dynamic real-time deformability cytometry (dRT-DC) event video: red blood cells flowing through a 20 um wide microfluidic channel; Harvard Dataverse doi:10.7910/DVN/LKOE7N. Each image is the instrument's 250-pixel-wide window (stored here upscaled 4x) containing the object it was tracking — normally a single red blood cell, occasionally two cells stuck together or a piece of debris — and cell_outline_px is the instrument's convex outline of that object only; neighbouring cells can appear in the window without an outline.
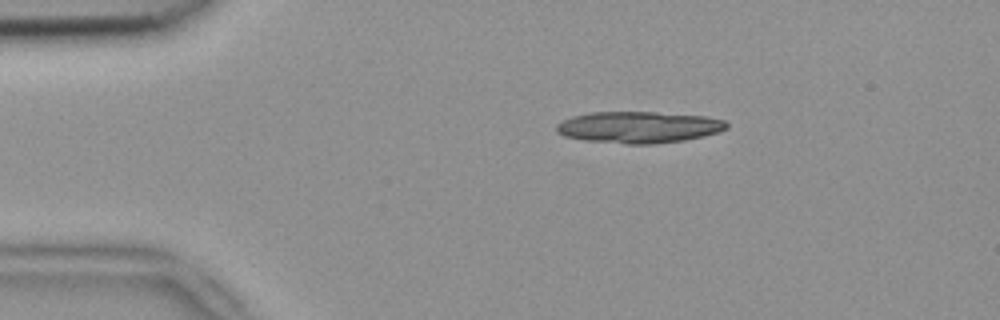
{"species": "common noctule bat (a hibernating species)", "species_latin": "Nyctalus noctula", "temperature_condition": "room temperature", "stored_images_in_passage": 3, "camera_frame_rate_fps": 3000, "um_per_image_px": 0.085, "animal": {"sex": "female", "body_mass_g": 18.4}, "frame": {"image": 1, "passage_image": 1, "time_ms": 0.0, "image_size_px": [1000, 320], "cell_outline_px": [[728, 128], [720, 132], [704, 136], [684, 140], [656, 144], [624, 144], [584, 140], [564, 136], [556, 132], [556, 124], [572, 116], [592, 112], [656, 112], [708, 116], [724, 120], [728, 124]], "centroid_in_image_um": [54.31, 10.81], "position_along_channel_um": 30.7, "area_um2": 31.56}}